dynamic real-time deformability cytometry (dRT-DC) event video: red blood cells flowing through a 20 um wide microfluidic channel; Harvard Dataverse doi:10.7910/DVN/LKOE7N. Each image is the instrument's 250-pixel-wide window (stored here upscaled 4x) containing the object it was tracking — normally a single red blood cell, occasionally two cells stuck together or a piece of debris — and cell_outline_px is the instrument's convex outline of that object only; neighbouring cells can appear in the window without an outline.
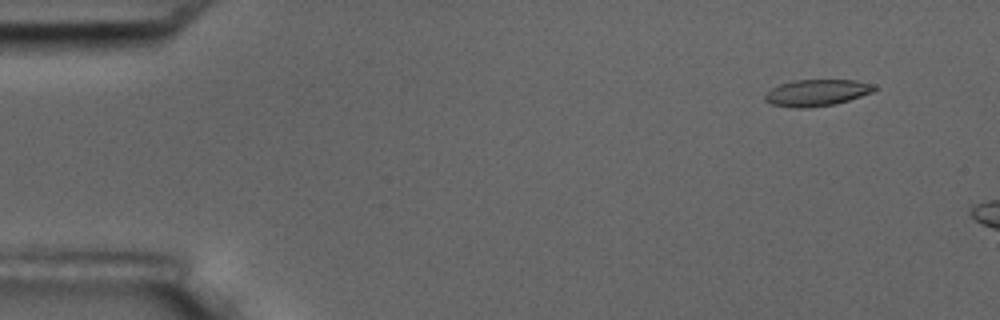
{"species": "common noctule bat (a hibernating species)", "species_latin": "Nyctalus noctula", "temperature_condition": "room temperature", "stored_images_in_passage": 3, "camera_frame_rate_fps": 3000, "um_per_image_px": 0.085, "animal": {"sex": "male", "body_mass_g": 17.5, "forearm_length_mm": 52.3}, "frame": {"image": 1, "passage_image": 2, "time_ms": 1.333, "image_size_px": [1000, 320], "cell_outline_px": [[876, 88], [872, 92], [836, 104], [808, 108], [796, 108], [772, 104], [764, 100], [764, 96], [772, 88], [780, 84], [792, 80], [856, 80], [876, 84]], "centroid_in_image_um": [69.44, 7.88], "position_along_channel_um": 15.6, "area_um2": 16.94}}